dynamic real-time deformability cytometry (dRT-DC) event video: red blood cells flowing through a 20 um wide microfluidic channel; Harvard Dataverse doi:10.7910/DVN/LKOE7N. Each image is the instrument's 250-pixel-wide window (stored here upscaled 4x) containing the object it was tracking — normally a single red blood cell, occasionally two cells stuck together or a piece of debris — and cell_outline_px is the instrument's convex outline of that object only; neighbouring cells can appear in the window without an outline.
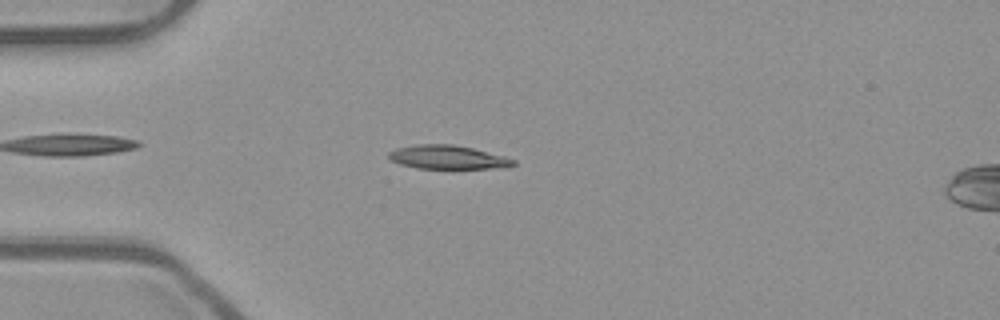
{"species": "common noctule bat (a hibernating species)", "species_latin": "Nyctalus noctula", "temperature_condition": "room temperature", "stored_images_in_passage": 53, "camera_frame_rate_fps": 3000, "um_per_image_px": 0.085, "animal": {"sex": "male", "body_mass_g": 23.1, "forearm_length_mm": 52.7}, "frame": {"image": 1, "passage_image": 14, "time_ms": 4.333, "image_size_px": [1000, 320], "cell_outline_px": [[516, 164], [492, 168], [416, 168], [400, 164], [392, 160], [388, 156], [388, 152], [396, 148], [416, 144], [452, 144], [472, 148], [504, 156], [516, 160]], "centroid_in_image_um": [38.01, 13.35], "position_along_channel_um": 47.0, "area_um2": 16.99}}
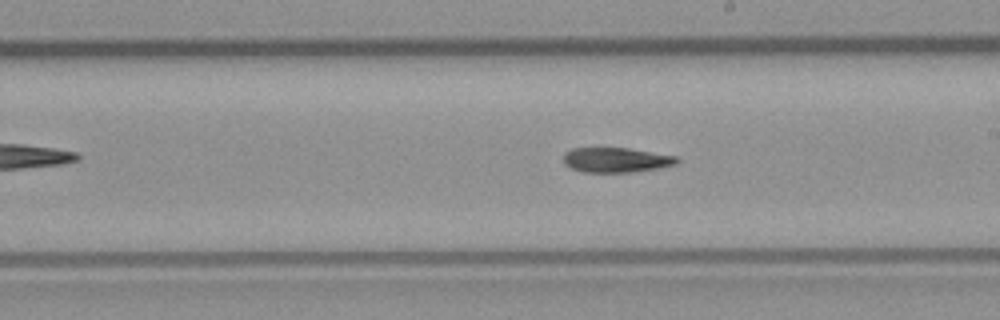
{"frame": {"image": 2, "passage_image": 30, "time_ms": 9.667, "image_size_px": [1000, 320], "cell_outline_px": [[680, 160], [676, 164], [660, 168], [632, 172], [584, 172], [572, 168], [564, 164], [564, 152], [572, 148], [628, 148], [676, 156]], "centroid_in_image_um": [52.37, 13.59], "position_along_channel_um": 236.6, "area_um2": 16.42}}
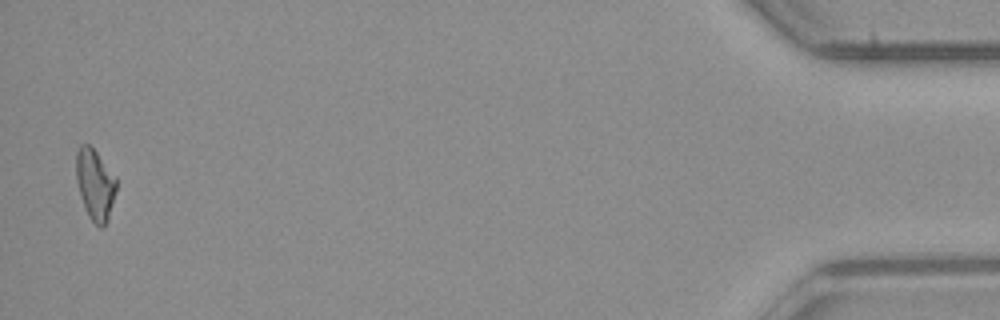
{"frame": {"image": 3, "passage_image": 52, "time_ms": 17.0, "image_size_px": [1000, 320], "cell_outline_px": [[116, 192], [108, 220], [100, 228], [88, 216], [76, 180], [76, 152], [80, 144], [88, 144], [96, 152], [116, 176]], "centroid_in_image_um": [8.09, 15.66], "position_along_channel_um": 427.1, "area_um2": 16.42}}